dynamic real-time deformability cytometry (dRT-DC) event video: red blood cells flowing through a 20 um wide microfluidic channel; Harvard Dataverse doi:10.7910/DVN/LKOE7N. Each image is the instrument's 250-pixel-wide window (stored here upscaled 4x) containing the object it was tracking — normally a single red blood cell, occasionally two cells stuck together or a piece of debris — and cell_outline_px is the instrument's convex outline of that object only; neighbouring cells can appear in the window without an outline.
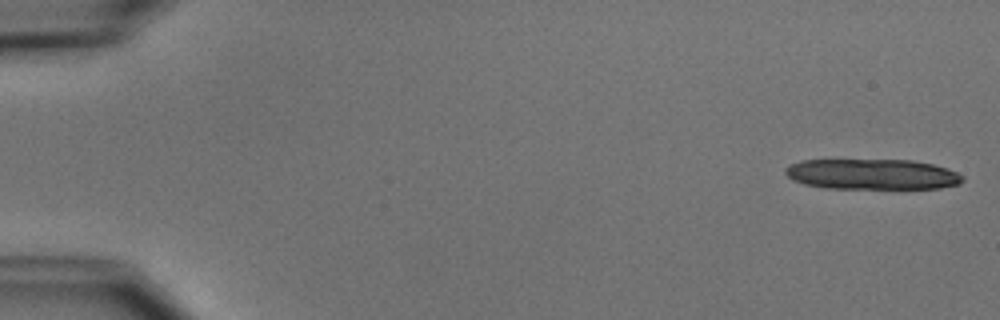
{"species": "common noctule bat (a hibernating species)", "species_latin": "Nyctalus noctula", "temperature_condition": "cold", "stored_images_in_passage": 14, "camera_frame_rate_fps": 3000, "um_per_image_px": 0.085, "animal": {"sex": "male", "body_mass_g": 15.6}, "frame": {"image": 1, "passage_image": 1, "time_ms": 0.0, "image_size_px": [1000, 320], "cell_outline_px": [[964, 180], [960, 184], [940, 188], [828, 188], [804, 184], [792, 180], [784, 172], [784, 168], [788, 164], [800, 160], [912, 160], [932, 164], [948, 168], [964, 176]], "centroid_in_image_um": [74.12, 14.8], "position_along_channel_um": 10.9, "area_um2": 31.67}}